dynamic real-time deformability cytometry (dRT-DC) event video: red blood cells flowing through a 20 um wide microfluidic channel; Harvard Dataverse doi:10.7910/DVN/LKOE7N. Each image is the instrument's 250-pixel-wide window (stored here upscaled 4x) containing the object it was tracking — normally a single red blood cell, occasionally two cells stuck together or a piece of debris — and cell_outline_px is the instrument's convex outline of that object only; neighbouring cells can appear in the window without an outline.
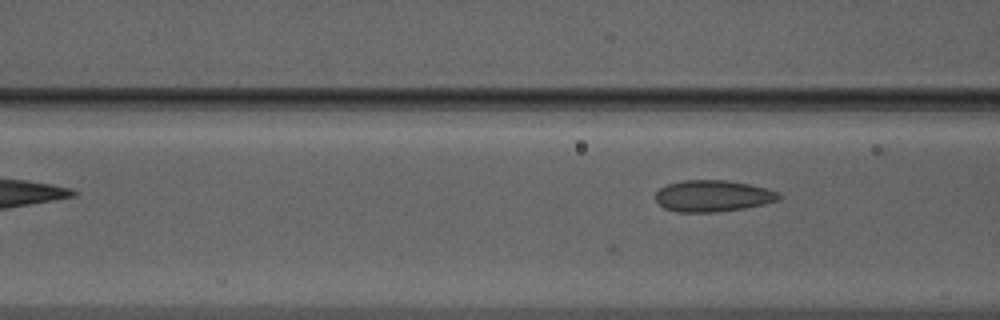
{"species": "Egyptian fruit bat (a non-hibernating species)", "species_latin": "Rousettus aegyptiacus", "temperature_condition": "warm", "stored_images_in_passage": 9, "camera_frame_rate_fps": 3000, "um_per_image_px": 0.085, "animal": {"sex": "male"}, "frame": {"image": 1, "passage_image": 7, "time_ms": 2.0, "image_size_px": [1000, 320], "cell_outline_px": [[784, 196], [780, 200], [764, 204], [744, 208], [716, 212], [676, 212], [664, 208], [656, 200], [656, 192], [660, 188], [668, 184], [684, 180], [728, 180], [748, 184], [780, 192]], "centroid_in_image_um": [60.62, 16.66], "position_along_channel_um": 106.0, "area_um2": 22.72}}